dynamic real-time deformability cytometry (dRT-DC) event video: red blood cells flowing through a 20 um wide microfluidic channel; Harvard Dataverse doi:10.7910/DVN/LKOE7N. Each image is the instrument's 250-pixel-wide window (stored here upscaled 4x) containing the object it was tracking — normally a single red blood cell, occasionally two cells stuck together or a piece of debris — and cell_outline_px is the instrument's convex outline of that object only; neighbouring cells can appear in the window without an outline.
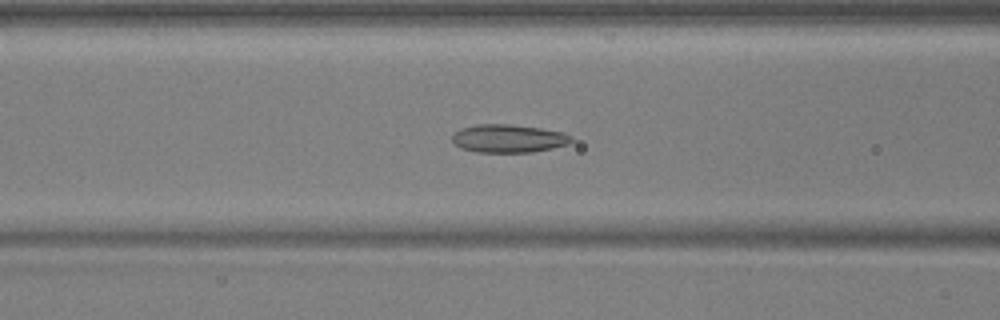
{"species": "common noctule bat (a hibernating species)", "species_latin": "Nyctalus noctula", "temperature_condition": "warm", "stored_images_in_passage": 50, "camera_frame_rate_fps": 3000, "um_per_image_px": 0.085, "animal": {"sex": "male", "body_mass_g": 17.9, "forearm_length_mm": 54.2}, "frame": {"image": 1, "passage_image": 18, "time_ms": 5.667, "image_size_px": [1000, 320], "cell_outline_px": [[572, 140], [568, 144], [552, 148], [532, 152], [476, 152], [460, 148], [452, 140], [452, 132], [460, 128], [476, 124], [508, 124], [540, 128], [564, 132], [572, 136]], "centroid_in_image_um": [43.19, 11.76], "position_along_channel_um": 123.4, "area_um2": 19.65}}
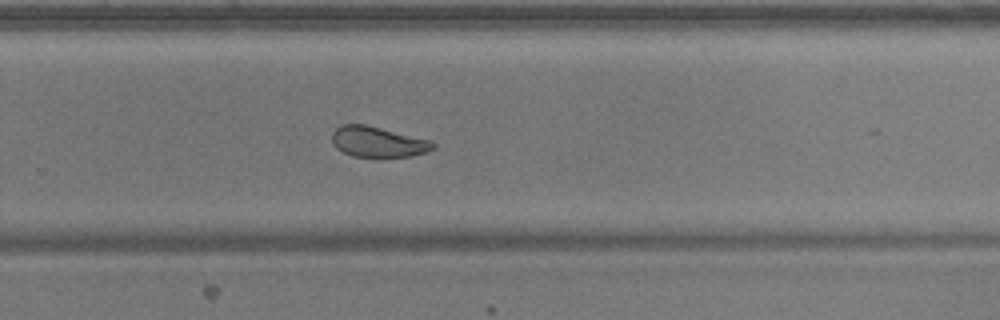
{"frame": {"image": 2, "passage_image": 32, "time_ms": 10.333, "image_size_px": [1000, 320], "cell_outline_px": [[436, 148], [412, 156], [352, 156], [336, 148], [332, 144], [332, 132], [340, 124], [364, 124], [428, 140], [436, 144]], "centroid_in_image_um": [32.07, 12.05], "position_along_channel_um": 297.7, "area_um2": 17.63}}
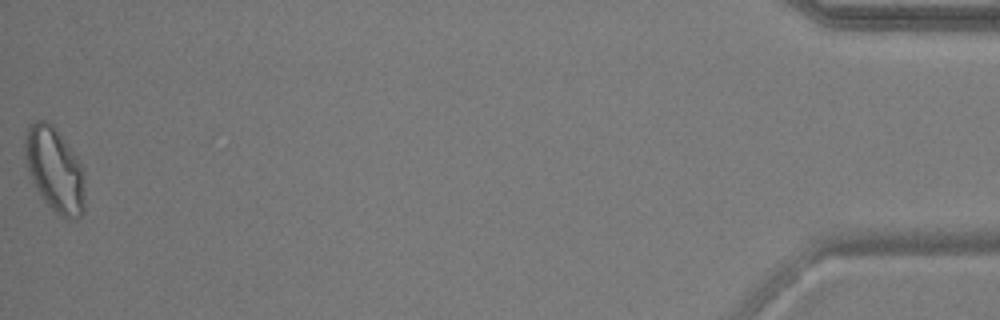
{"frame": {"image": 3, "passage_image": 50, "time_ms": 16.333, "image_size_px": [1000, 320], "cell_outline_px": [[84, 212], [76, 220], [64, 216], [56, 212], [40, 196], [24, 164], [24, 136], [28, 124], [36, 120], [44, 120], [52, 124], [76, 156], [84, 168]], "centroid_in_image_um": [4.62, 14.39], "position_along_channel_um": 430.6, "area_um2": 29.71}, "authors_computed_cell_mechanics": {"area_um2": 20.23, "velocity_mm_per_s": 3.7397, "shape_relaxation_time_tau1_ms": 8.7643, "shape_relaxation_time_tau2_ms": 1.8473, "deformation_change_tau1": 0.1709, "deformation_change_tau2": 0.0709}}